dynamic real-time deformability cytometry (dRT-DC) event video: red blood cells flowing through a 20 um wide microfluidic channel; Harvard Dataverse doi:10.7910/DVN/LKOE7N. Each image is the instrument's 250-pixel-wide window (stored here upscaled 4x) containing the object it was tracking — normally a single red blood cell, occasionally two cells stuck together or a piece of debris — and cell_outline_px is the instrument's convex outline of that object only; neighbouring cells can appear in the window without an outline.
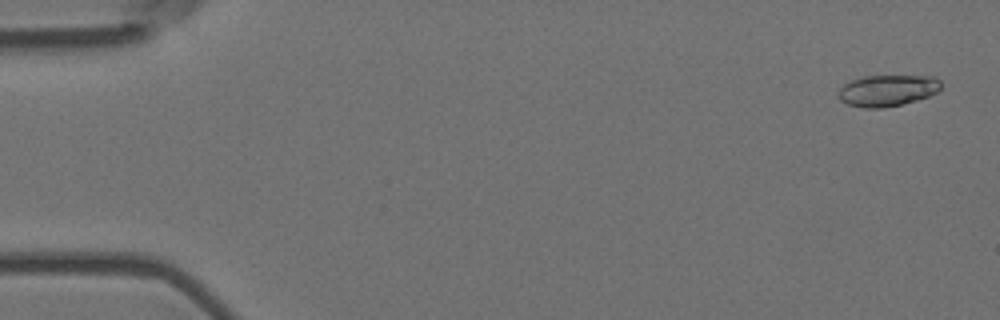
{"species": "Egyptian fruit bat (a non-hibernating species)", "species_latin": "Rousettus aegyptiacus", "temperature_condition": "room temperature", "stored_images_in_passage": 4, "camera_frame_rate_fps": 3000, "um_per_image_px": 0.085, "animal": {"sex": "female"}, "frame": {"image": 1, "passage_image": 1, "time_ms": 0.0, "image_size_px": [1000, 320], "cell_outline_px": [[940, 88], [936, 92], [928, 96], [916, 100], [884, 108], [864, 108], [848, 104], [840, 100], [836, 96], [840, 88], [844, 84], [852, 80], [864, 76], [936, 76], [940, 80]], "centroid_in_image_um": [75.4, 7.69], "position_along_channel_um": 9.6, "area_um2": 18.73}}
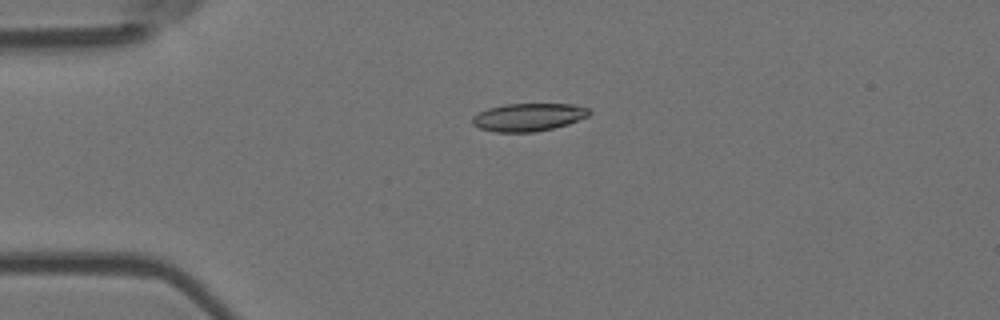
{"frame": {"image": 2, "passage_image": 4, "time_ms": 1.0, "image_size_px": [1000, 320], "cell_outline_px": [[592, 112], [588, 116], [568, 124], [536, 132], [496, 132], [480, 128], [472, 124], [472, 116], [488, 108], [504, 104], [576, 104], [588, 108]], "centroid_in_image_um": [44.93, 9.95], "position_along_channel_um": 40.1, "area_um2": 19.02}}